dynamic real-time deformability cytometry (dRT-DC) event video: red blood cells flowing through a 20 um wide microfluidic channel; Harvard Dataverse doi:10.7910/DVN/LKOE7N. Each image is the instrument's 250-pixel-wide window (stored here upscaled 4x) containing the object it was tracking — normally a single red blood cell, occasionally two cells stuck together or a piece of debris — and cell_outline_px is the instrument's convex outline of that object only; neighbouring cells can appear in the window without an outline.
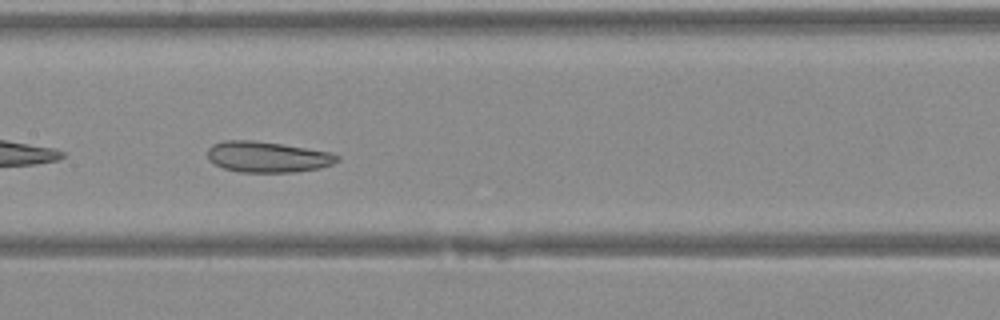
{"species": "Egyptian fruit bat (a non-hibernating species)", "species_latin": "Rousettus aegyptiacus", "temperature_condition": "warm", "stored_images_in_passage": 31, "camera_frame_rate_fps": 3000, "um_per_image_px": 0.085, "animal": {"sex": "female"}, "frame": {"image": 1, "passage_image": 10, "time_ms": 3.0, "image_size_px": [1000, 320], "cell_outline_px": [[340, 160], [332, 164], [320, 168], [296, 172], [240, 172], [224, 168], [216, 164], [208, 156], [208, 148], [212, 144], [224, 140], [252, 140], [280, 144], [332, 152], [340, 156]], "centroid_in_image_um": [22.77, 13.33], "position_along_channel_um": 184.6, "area_um2": 23.24}}
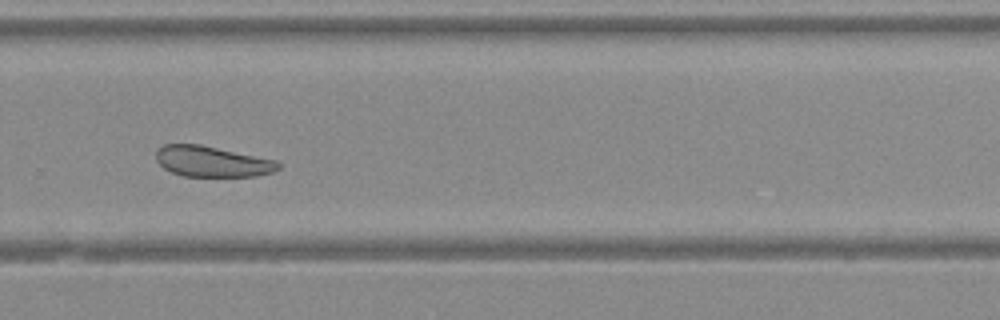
{"frame": {"image": 2, "passage_image": 18, "time_ms": 5.667, "image_size_px": [1000, 320], "cell_outline_px": [[280, 168], [272, 172], [256, 176], [184, 176], [172, 172], [164, 168], [156, 160], [156, 148], [164, 144], [200, 144], [276, 160], [280, 164]], "centroid_in_image_um": [18.01, 13.72], "position_along_channel_um": 311.8, "area_um2": 21.85}}